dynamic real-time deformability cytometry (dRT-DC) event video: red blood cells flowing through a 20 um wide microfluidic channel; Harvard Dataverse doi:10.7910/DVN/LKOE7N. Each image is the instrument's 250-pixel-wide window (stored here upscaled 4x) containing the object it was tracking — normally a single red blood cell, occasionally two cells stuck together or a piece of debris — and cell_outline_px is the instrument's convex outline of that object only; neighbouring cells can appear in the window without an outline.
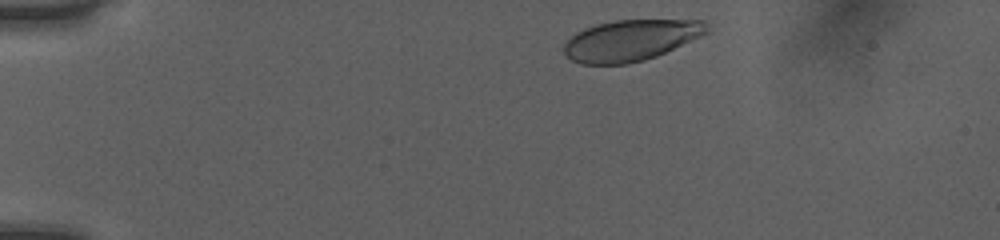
{"species": "human", "species_latin": "Homo sapiens", "temperature_condition": "room temperature", "stored_images_in_passage": 36, "camera_frame_rate_fps": 3000, "um_per_image_px": 0.085, "donor": {"sex": "female"}, "frame": {"image": 1, "passage_image": 2, "time_ms": 0.333, "image_size_px": [1000, 240], "cell_outline_px": [[708, 32], [700, 36], [656, 56], [644, 60], [628, 64], [580, 64], [572, 60], [564, 52], [564, 44], [576, 32], [584, 28], [596, 24], [616, 20], [704, 20], [708, 24]], "centroid_in_image_um": [53.6, 3.42], "position_along_channel_um": 31.4, "area_um2": 33.99}}
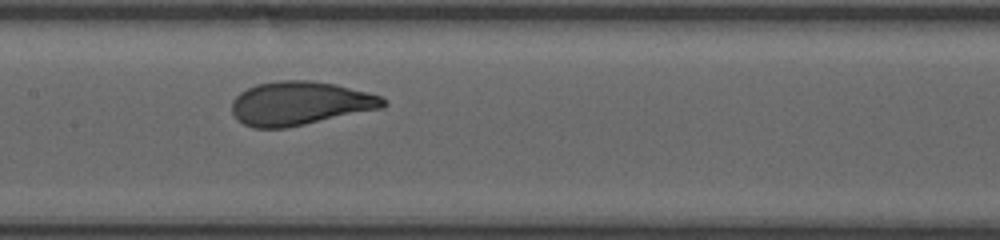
{"frame": {"image": 2, "passage_image": 19, "time_ms": 6.0, "image_size_px": [1000, 240], "cell_outline_px": [[388, 104], [384, 108], [284, 128], [252, 128], [236, 120], [232, 112], [232, 100], [240, 92], [256, 84], [280, 80], [312, 80], [336, 84], [380, 96], [388, 100]], "centroid_in_image_um": [25.49, 8.78], "position_along_channel_um": 181.9, "area_um2": 38.67}}
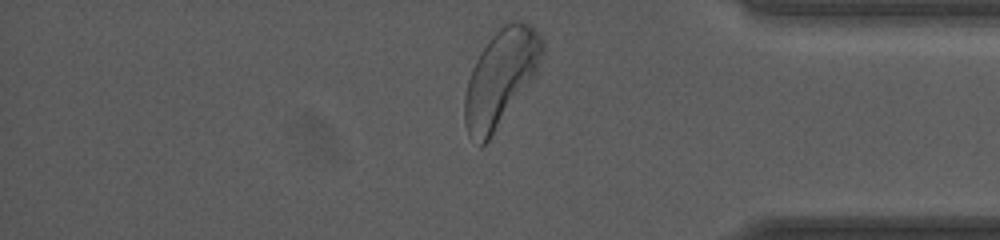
{"frame": {"image": 3, "passage_image": 36, "time_ms": 11.667, "image_size_px": [1000, 240], "cell_outline_px": [[544, 52], [536, 72], [532, 80], [488, 140], [484, 144], [480, 144], [468, 132], [464, 120], [464, 96], [468, 80], [472, 68], [480, 52], [488, 40], [504, 24], [512, 20], [520, 20], [532, 24], [544, 40]], "centroid_in_image_um": [42.58, 6.53], "position_along_channel_um": 392.6, "area_um2": 43.0}, "authors_computed_cell_mechanics": {"area_um2": 37.9746, "velocity_mm_per_s": 3.9918, "shape_relaxation_time_tau1_ms": 1.8245, "shape_relaxation_time_tau2_ms": null, "deformation_change_tau1": 0.124, "deformation_change_tau2": null}}